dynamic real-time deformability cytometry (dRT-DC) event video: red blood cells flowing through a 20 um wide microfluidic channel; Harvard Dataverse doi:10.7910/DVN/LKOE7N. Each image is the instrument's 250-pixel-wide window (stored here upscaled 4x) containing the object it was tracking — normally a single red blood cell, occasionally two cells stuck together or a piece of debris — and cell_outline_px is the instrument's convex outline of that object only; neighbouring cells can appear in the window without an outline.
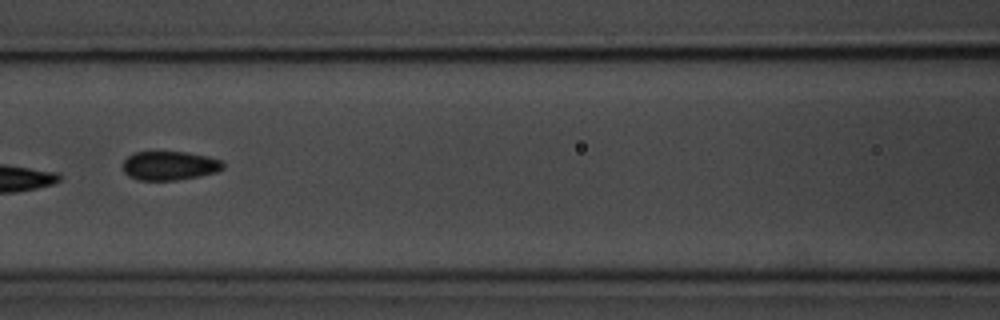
{"species": "common noctule bat (a hibernating species)", "species_latin": "Nyctalus noctula", "temperature_condition": "room temperature", "stored_images_in_passage": 9, "camera_frame_rate_fps": 3000, "um_per_image_px": 0.085, "animal": {"sex": "male", "body_mass_g": 20.1, "forearm_length_mm": 53.5}, "frame": {"image": 1, "passage_image": 7, "time_ms": 7.0, "image_size_px": [1000, 320], "cell_outline_px": [[224, 168], [216, 172], [200, 176], [176, 180], [140, 180], [128, 176], [124, 172], [124, 160], [132, 152], [188, 152], [208, 156], [220, 160], [224, 164]], "centroid_in_image_um": [14.42, 14.08], "position_along_channel_um": 152.2, "area_um2": 16.94}}
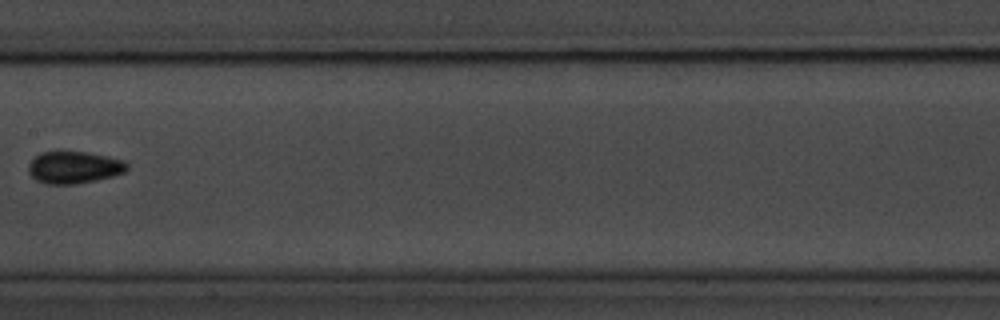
{"frame": {"image": 2, "passage_image": 8, "time_ms": 8.333, "image_size_px": [1000, 320], "cell_outline_px": [[128, 168], [124, 172], [112, 176], [96, 180], [76, 184], [48, 184], [36, 180], [28, 172], [28, 164], [40, 152], [88, 152], [108, 156], [124, 160], [128, 164]], "centroid_in_image_um": [6.3, 14.23], "position_along_channel_um": 201.1, "area_um2": 18.44}}